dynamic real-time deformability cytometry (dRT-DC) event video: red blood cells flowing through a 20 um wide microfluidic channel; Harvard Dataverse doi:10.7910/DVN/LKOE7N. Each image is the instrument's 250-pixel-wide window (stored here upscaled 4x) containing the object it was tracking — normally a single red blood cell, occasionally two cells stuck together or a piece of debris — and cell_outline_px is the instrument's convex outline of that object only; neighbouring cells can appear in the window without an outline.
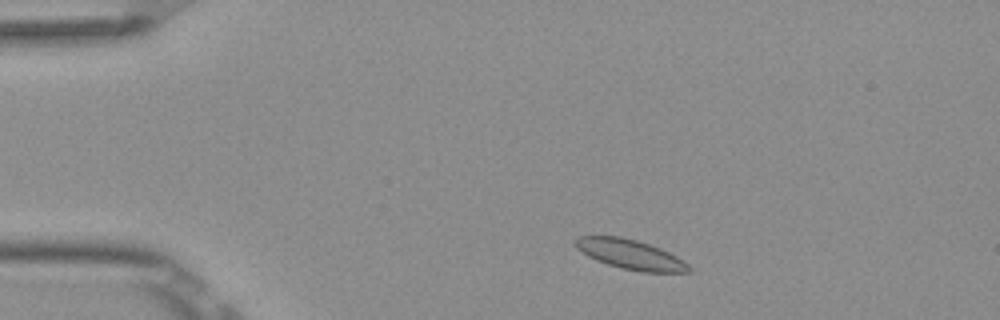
{"species": "Egyptian fruit bat (a non-hibernating species)", "species_latin": "Rousettus aegyptiacus", "temperature_condition": "room temperature", "stored_images_in_passage": 3, "camera_frame_rate_fps": 3000, "um_per_image_px": 0.085, "frame": {"image": 1, "passage_image": 2, "time_ms": 0.333, "image_size_px": [1000, 320], "cell_outline_px": [[696, 272], [640, 272], [620, 268], [596, 260], [588, 256], [576, 248], [576, 236], [620, 236], [636, 240], [660, 248], [676, 256], [688, 264]], "centroid_in_image_um": [53.61, 21.64], "position_along_channel_um": 31.4, "area_um2": 19.59}}